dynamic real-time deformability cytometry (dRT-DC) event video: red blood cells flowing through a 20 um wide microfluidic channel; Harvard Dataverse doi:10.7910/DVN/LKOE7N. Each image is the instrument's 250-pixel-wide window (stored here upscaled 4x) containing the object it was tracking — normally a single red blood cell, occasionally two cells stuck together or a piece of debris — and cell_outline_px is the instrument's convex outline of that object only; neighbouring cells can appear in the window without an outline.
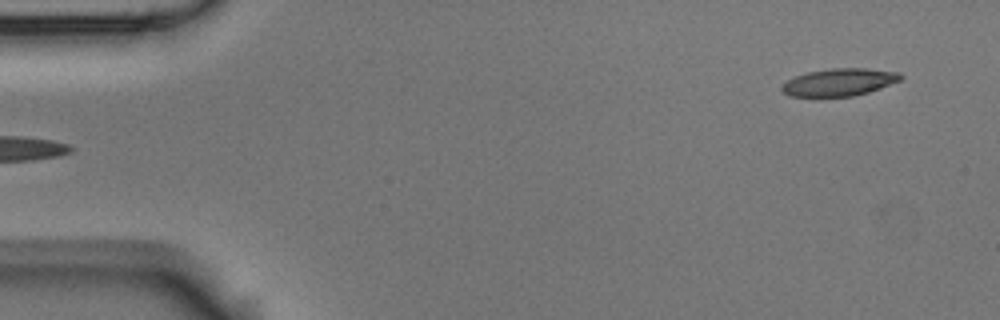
{"species": "Egyptian fruit bat (a non-hibernating species)", "species_latin": "Rousettus aegyptiacus", "temperature_condition": "room temperature", "stored_images_in_passage": 5, "segment_of_instrument_passage": [2, 2], "camera_frame_rate_fps": 3000, "um_per_image_px": 0.085, "animal": {"sex": "male"}, "frame": {"image": 1, "passage_image": 5, "time_ms": 1.333, "image_size_px": [1000, 320], "cell_outline_px": [[904, 76], [900, 80], [880, 88], [868, 92], [852, 96], [788, 96], [780, 88], [788, 80], [796, 76], [808, 72], [832, 68], [868, 68], [900, 72]], "centroid_in_image_um": [71.37, 6.97], "position_along_channel_um": 13.6, "area_um2": 18.84}}